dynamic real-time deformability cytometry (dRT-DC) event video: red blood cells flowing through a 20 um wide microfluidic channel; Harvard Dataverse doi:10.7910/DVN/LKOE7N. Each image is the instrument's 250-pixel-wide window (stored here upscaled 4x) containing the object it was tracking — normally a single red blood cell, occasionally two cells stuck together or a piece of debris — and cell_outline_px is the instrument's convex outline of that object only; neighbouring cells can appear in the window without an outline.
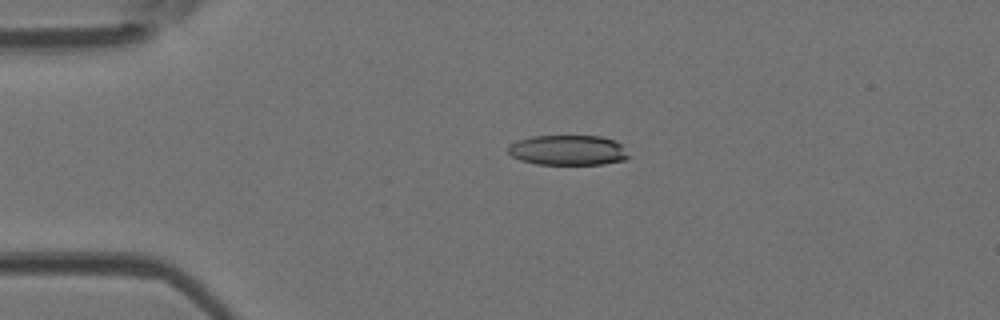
{"species": "Egyptian fruit bat (a non-hibernating species)", "species_latin": "Rousettus aegyptiacus", "temperature_condition": "room temperature", "stored_images_in_passage": 4, "camera_frame_rate_fps": 3000, "um_per_image_px": 0.085, "animal": {"sex": "female"}, "frame": {"image": 1, "passage_image": 3, "time_ms": 0.667, "image_size_px": [1000, 320], "cell_outline_px": [[632, 156], [624, 160], [604, 164], [536, 164], [520, 160], [512, 156], [508, 152], [508, 148], [516, 140], [532, 136], [600, 136], [616, 140]], "centroid_in_image_um": [48.31, 12.76], "position_along_channel_um": 36.7, "area_um2": 21.27}}